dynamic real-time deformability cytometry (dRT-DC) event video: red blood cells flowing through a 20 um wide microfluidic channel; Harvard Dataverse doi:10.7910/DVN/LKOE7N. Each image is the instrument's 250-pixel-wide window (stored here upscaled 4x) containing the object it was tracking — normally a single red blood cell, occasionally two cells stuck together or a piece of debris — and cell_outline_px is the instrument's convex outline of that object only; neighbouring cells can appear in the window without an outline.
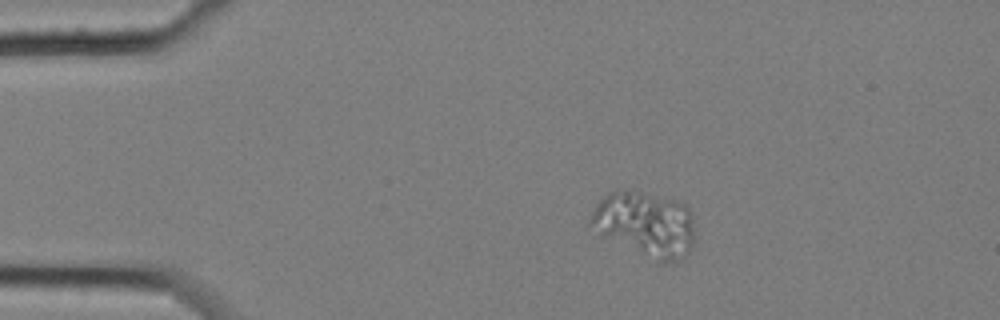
{"species": "common noctule bat (a hibernating species)", "species_latin": "Nyctalus noctula", "temperature_condition": "cold", "stored_images_in_passage": 3, "camera_frame_rate_fps": 3000, "um_per_image_px": 0.085, "animal": {"sex": "female", "body_mass_g": 25.1}, "frame": {"image": 1, "passage_image": 1, "time_ms": 0.0, "image_size_px": [1000, 320], "cell_outline_px": [[692, 244], [688, 252], [684, 256], [676, 260], [664, 264], [660, 264], [604, 236], [588, 224], [588, 220], [596, 204], [608, 192], [640, 192], [676, 200], [684, 204], [688, 208], [692, 220]], "centroid_in_image_um": [54.83, 19.08], "position_along_channel_um": 30.2, "area_um2": 38.9}}